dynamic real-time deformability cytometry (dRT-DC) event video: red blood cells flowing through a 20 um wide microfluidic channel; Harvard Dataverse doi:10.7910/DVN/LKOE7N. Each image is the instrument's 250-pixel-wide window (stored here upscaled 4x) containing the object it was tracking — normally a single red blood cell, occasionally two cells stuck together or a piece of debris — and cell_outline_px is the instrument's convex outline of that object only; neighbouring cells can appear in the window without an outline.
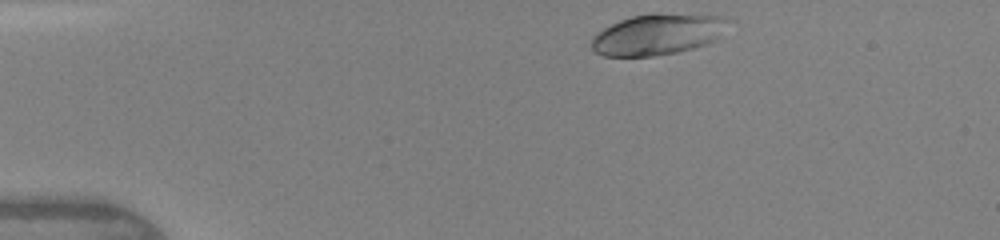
{"species": "human", "species_latin": "Homo sapiens", "temperature_condition": "warm", "stored_images_in_passage": 4, "camera_frame_rate_fps": 3000, "um_per_image_px": 0.085, "donor": {"sex": "female"}, "frame": {"image": 1, "passage_image": 1, "time_ms": 0.0, "image_size_px": [1000, 240], "cell_outline_px": [[720, 20], [716, 36], [712, 40], [704, 44], [692, 48], [676, 52], [652, 56], [604, 56], [596, 52], [592, 48], [592, 36], [604, 28], [620, 20], [632, 16], [652, 12], [656, 12], [720, 16]], "centroid_in_image_um": [55.7, 2.92], "position_along_channel_um": 29.3, "area_um2": 31.5}}
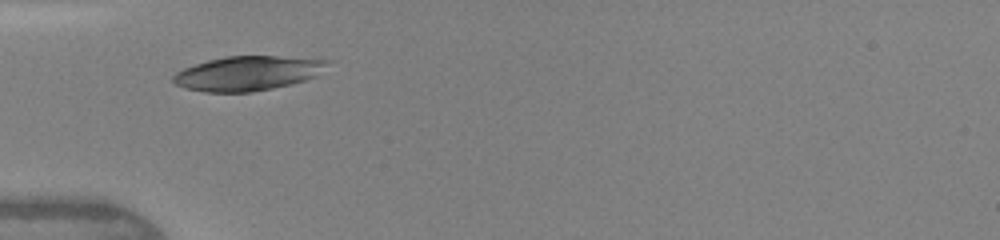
{"frame": {"image": 2, "passage_image": 3, "time_ms": 2.333, "image_size_px": [1000, 240], "cell_outline_px": [[332, 60], [312, 76], [304, 80], [292, 84], [252, 92], [204, 92], [188, 88], [176, 84], [172, 80], [172, 76], [176, 72], [184, 68], [208, 60], [228, 56], [276, 56]], "centroid_in_image_um": [21.0, 6.23], "position_along_channel_um": 64.0, "area_um2": 30.46}}
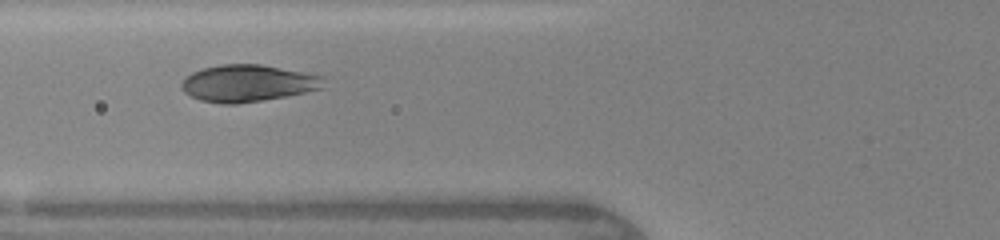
{"frame": {"image": 3, "passage_image": 4, "time_ms": 3.333, "image_size_px": [1000, 240], "cell_outline_px": [[324, 88], [308, 92], [236, 104], [224, 104], [200, 100], [184, 92], [180, 88], [180, 84], [184, 76], [192, 72], [204, 68], [220, 64], [260, 64], [324, 76]], "centroid_in_image_um": [21.04, 7.07], "position_along_channel_um": 104.8, "area_um2": 30.63}}